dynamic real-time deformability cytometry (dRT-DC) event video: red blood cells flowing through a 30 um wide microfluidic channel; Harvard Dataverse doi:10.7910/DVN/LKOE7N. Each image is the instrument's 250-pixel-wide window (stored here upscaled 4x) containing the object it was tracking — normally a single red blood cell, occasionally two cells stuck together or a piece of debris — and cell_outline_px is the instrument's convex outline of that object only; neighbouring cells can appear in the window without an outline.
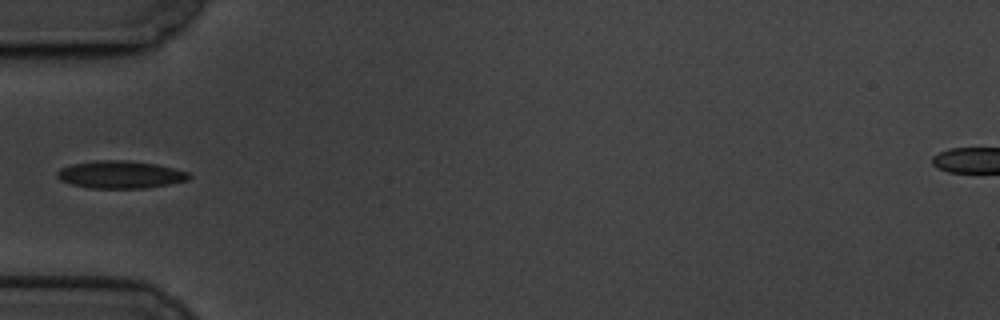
{"species": "common noctule bat (a hibernating species)", "species_latin": "Nyctalus noctula", "temperature_condition": "cold", "stored_images_in_passage": 41, "camera_frame_rate_fps": 3000, "um_per_image_px": 0.085, "animal": {"sex": "male", "body_mass_g": 19.5, "forearm_length_mm": 54.6}, "frame": {"image": 1, "passage_image": 1, "time_ms": 0.0, "image_size_px": [1000, 320], "cell_outline_px": [[192, 176], [188, 180], [168, 184], [144, 188], [88, 188], [72, 184], [60, 180], [56, 176], [56, 172], [60, 168], [72, 164], [96, 160], [128, 160], [156, 164], [188, 172]], "centroid_in_image_um": [10.2, 14.83], "position_along_channel_um": 74.8, "area_um2": 21.15}}
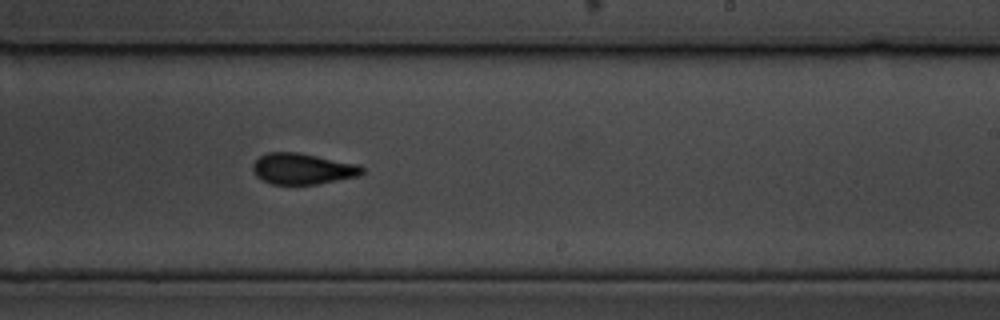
{"frame": {"image": 2, "passage_image": 18, "time_ms": 5.667, "image_size_px": [1000, 320], "cell_outline_px": [[364, 172], [360, 176], [316, 184], [272, 184], [256, 176], [252, 168], [252, 164], [260, 156], [268, 152], [300, 152], [360, 164], [364, 168]], "centroid_in_image_um": [25.76, 14.33], "position_along_channel_um": 263.2, "area_um2": 19.94}}
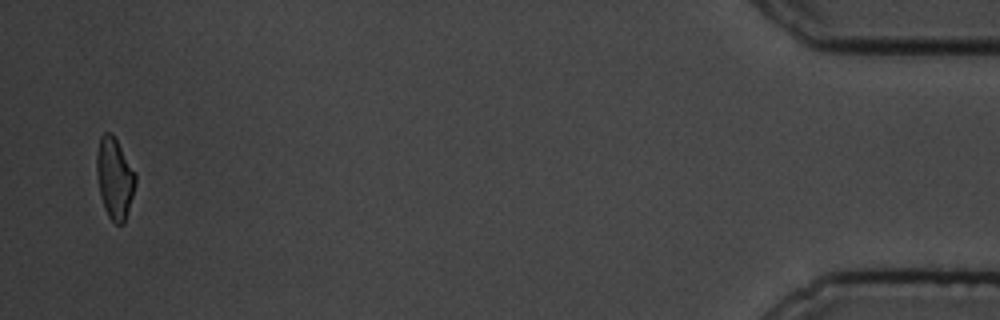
{"frame": {"image": 3, "passage_image": 40, "time_ms": 13.0, "image_size_px": [1000, 320], "cell_outline_px": [[136, 184], [124, 224], [116, 224], [108, 216], [104, 208], [100, 192], [96, 172], [96, 156], [100, 136], [104, 132], [112, 132], [136, 176]], "centroid_in_image_um": [9.73, 15.15], "position_along_channel_um": 425.5, "area_um2": 18.09}}